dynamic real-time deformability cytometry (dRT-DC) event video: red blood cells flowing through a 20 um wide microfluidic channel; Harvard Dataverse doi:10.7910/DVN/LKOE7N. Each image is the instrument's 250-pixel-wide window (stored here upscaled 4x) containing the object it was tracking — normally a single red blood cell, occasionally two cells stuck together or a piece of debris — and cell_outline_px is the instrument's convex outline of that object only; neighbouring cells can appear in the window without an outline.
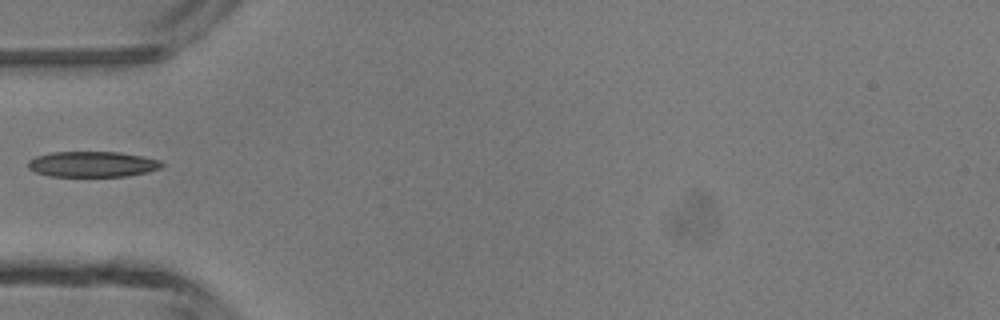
{"species": "common noctule bat (a hibernating species)", "species_latin": "Nyctalus noctula", "temperature_condition": "room temperature", "stored_images_in_passage": 1, "camera_frame_rate_fps": 3000, "um_per_image_px": 0.085, "animal": {"sex": "male", "body_mass_g": 13.3}, "frame": {"image": 1, "passage_image": 1, "time_ms": 0.0, "image_size_px": [1000, 320], "cell_outline_px": [[164, 164], [160, 168], [148, 172], [128, 176], [48, 176], [36, 172], [28, 168], [28, 160], [36, 156], [52, 152], [120, 152], [144, 156], [160, 160]], "centroid_in_image_um": [7.87, 13.95], "position_along_channel_um": 77.1, "area_um2": 20.06}}